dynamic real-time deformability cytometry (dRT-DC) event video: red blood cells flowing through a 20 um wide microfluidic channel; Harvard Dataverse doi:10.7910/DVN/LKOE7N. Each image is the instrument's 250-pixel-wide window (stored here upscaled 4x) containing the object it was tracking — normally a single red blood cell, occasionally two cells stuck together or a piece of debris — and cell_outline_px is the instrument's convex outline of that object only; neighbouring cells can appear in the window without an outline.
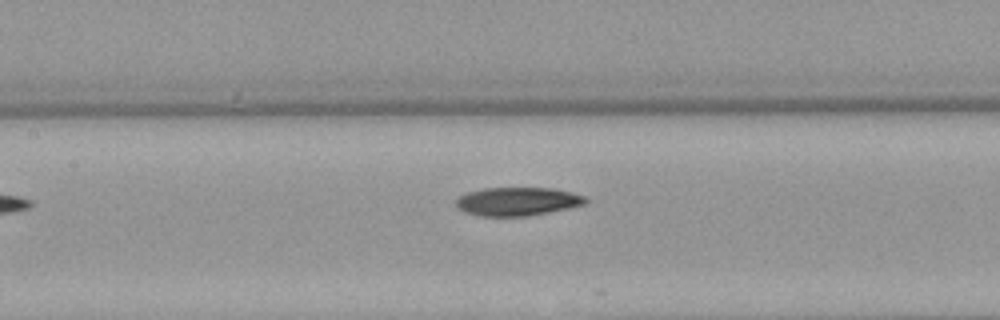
{"species": "Egyptian fruit bat (a non-hibernating species)", "species_latin": "Rousettus aegyptiacus", "temperature_condition": "warm", "stored_images_in_passage": 7, "camera_frame_rate_fps": 3000, "um_per_image_px": 0.085, "animal": {"sex": "female"}, "frame": {"image": 1, "passage_image": 6, "time_ms": 7.0, "image_size_px": [1000, 320], "cell_outline_px": [[588, 204], [528, 216], [480, 216], [464, 212], [456, 204], [456, 200], [460, 196], [468, 192], [484, 188], [552, 188], [572, 192], [584, 196], [588, 200]], "centroid_in_image_um": [44.02, 17.12], "position_along_channel_um": 163.4, "area_um2": 21.44}}
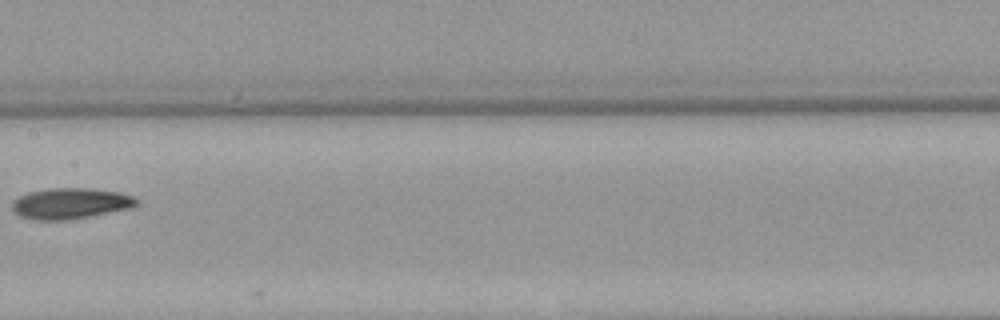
{"frame": {"image": 2, "passage_image": 7, "time_ms": 8.0, "image_size_px": [1000, 320], "cell_outline_px": [[140, 204], [132, 208], [72, 220], [36, 220], [20, 216], [12, 212], [12, 200], [28, 192], [48, 188], [88, 188], [120, 192], [132, 196], [140, 200]], "centroid_in_image_um": [6.01, 17.3], "position_along_channel_um": 201.4, "area_um2": 22.83}}